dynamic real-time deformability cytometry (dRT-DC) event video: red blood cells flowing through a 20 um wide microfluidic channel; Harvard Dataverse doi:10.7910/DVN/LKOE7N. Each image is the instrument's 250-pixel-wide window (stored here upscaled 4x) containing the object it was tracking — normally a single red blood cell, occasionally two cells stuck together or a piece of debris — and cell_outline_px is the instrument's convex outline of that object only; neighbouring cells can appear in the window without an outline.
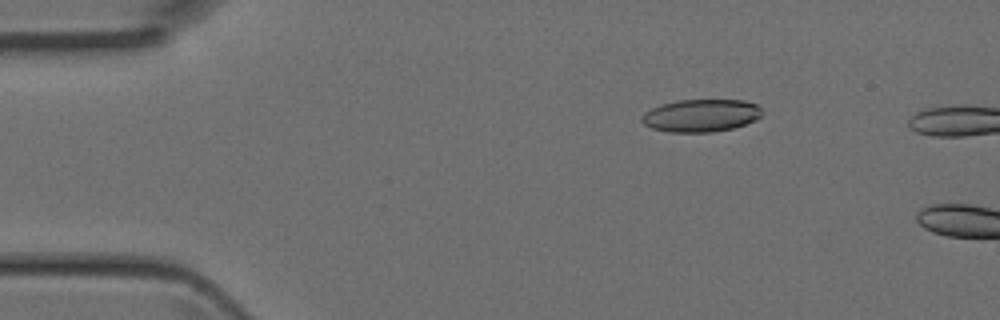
{"species": "Egyptian fruit bat (a non-hibernating species)", "species_latin": "Rousettus aegyptiacus", "temperature_condition": "room temperature", "stored_images_in_passage": 4, "camera_frame_rate_fps": 3000, "um_per_image_px": 0.085, "animal": {"sex": "female"}, "frame": {"image": 1, "passage_image": 2, "time_ms": 0.333, "image_size_px": [1000, 320], "cell_outline_px": [[764, 112], [756, 120], [732, 128], [712, 132], [668, 132], [652, 128], [644, 124], [640, 120], [640, 116], [644, 112], [652, 108], [676, 100], [744, 100], [756, 104]], "centroid_in_image_um": [59.57, 9.82], "position_along_channel_um": 25.4, "area_um2": 22.89}}